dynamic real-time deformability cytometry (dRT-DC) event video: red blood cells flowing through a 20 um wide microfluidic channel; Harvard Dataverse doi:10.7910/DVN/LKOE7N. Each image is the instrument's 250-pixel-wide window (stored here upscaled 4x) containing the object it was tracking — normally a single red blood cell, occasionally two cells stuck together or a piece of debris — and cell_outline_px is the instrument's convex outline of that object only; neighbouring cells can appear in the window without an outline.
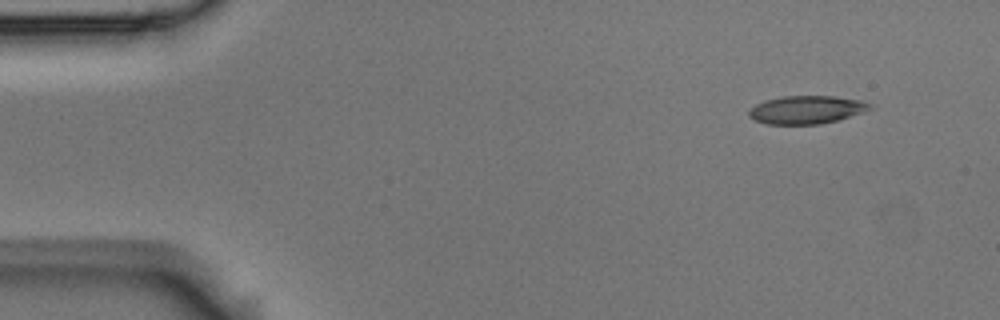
{"species": "Egyptian fruit bat (a non-hibernating species)", "species_latin": "Rousettus aegyptiacus", "temperature_condition": "room temperature", "stored_images_in_passage": 5, "camera_frame_rate_fps": 3000, "um_per_image_px": 0.085, "animal": {"sex": "male"}, "frame": {"image": 1, "passage_image": 1, "time_ms": 0.0, "image_size_px": [1000, 320], "cell_outline_px": [[872, 108], [864, 112], [836, 120], [820, 124], [768, 124], [756, 120], [748, 116], [748, 112], [756, 104], [764, 100], [784, 96], [836, 96], [864, 100], [872, 104]], "centroid_in_image_um": [68.59, 9.31], "position_along_channel_um": 16.4, "area_um2": 19.83}}